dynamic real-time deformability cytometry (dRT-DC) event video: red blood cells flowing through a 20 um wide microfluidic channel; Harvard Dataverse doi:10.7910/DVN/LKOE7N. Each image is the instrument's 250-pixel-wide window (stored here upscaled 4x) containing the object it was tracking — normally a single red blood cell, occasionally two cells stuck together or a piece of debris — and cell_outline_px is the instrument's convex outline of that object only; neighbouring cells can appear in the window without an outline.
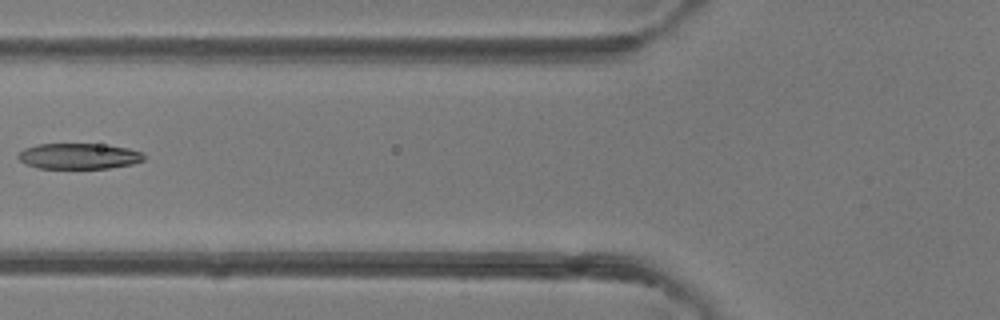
{"species": "common noctule bat (a hibernating species)", "species_latin": "Nyctalus noctula", "temperature_condition": "room temperature", "stored_images_in_passage": 6, "camera_frame_rate_fps": 3000, "um_per_image_px": 0.085, "animal": {"sex": "female"}, "frame": {"image": 1, "passage_image": 6, "time_ms": 5.667, "image_size_px": [1000, 320], "cell_outline_px": [[144, 160], [132, 164], [108, 168], [36, 168], [24, 164], [16, 156], [24, 148], [36, 144], [96, 144], [128, 148], [144, 152]], "centroid_in_image_um": [6.67, 13.27], "position_along_channel_um": 119.1, "area_um2": 18.9}}